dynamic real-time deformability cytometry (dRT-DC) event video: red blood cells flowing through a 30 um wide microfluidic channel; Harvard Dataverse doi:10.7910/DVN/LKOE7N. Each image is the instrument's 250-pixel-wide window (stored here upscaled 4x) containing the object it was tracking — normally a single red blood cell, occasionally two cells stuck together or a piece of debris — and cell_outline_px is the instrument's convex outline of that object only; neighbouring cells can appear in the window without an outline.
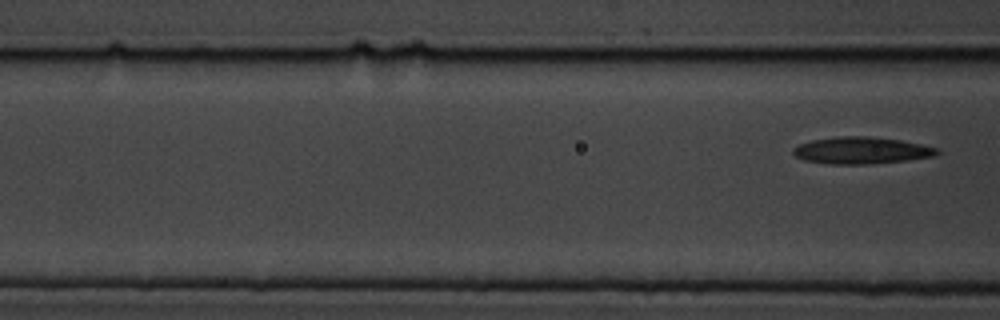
{"species": "common noctule bat (a hibernating species)", "species_latin": "Nyctalus noctula", "temperature_condition": "cold", "stored_images_in_passage": 8, "segment_of_instrument_passage": [2, 2], "camera_frame_rate_fps": 3000, "um_per_image_px": 0.085, "animal": {"sex": "male", "body_mass_g": 19.5, "forearm_length_mm": 54.6}, "frame": {"image": 1, "passage_image": 8, "time_ms": 9.0, "image_size_px": [1000, 320], "cell_outline_px": [[940, 152], [936, 156], [908, 160], [872, 164], [832, 164], [804, 160], [796, 156], [792, 152], [792, 148], [800, 144], [812, 140], [840, 136], [868, 136], [900, 140], [920, 144], [936, 148]], "centroid_in_image_um": [73.22, 12.79], "position_along_channel_um": 93.4, "area_um2": 22.48}}